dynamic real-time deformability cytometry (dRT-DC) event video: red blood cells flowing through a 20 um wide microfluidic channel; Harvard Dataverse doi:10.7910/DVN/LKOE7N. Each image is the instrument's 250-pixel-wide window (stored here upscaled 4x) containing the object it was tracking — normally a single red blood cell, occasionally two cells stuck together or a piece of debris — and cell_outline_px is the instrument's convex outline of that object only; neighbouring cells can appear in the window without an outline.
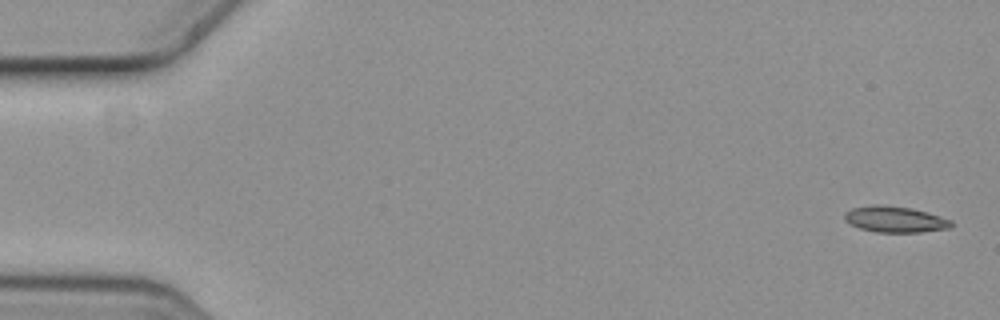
{"species": "common noctule bat (a hibernating species)", "species_latin": "Nyctalus noctula", "temperature_condition": "cold", "stored_images_in_passage": 7, "camera_frame_rate_fps": 3000, "um_per_image_px": 0.085, "animal": {"sex": "female", "body_mass_g": 19.3, "forearm_length_mm": 54.1}, "frame": {"image": 1, "passage_image": 1, "time_ms": 0.0, "image_size_px": [1000, 320], "cell_outline_px": [[952, 228], [920, 232], [876, 232], [860, 228], [844, 220], [844, 212], [852, 208], [872, 204], [880, 204], [912, 208], [928, 212], [952, 220]], "centroid_in_image_um": [76.08, 18.63], "position_along_channel_um": 8.9, "area_um2": 16.36}}
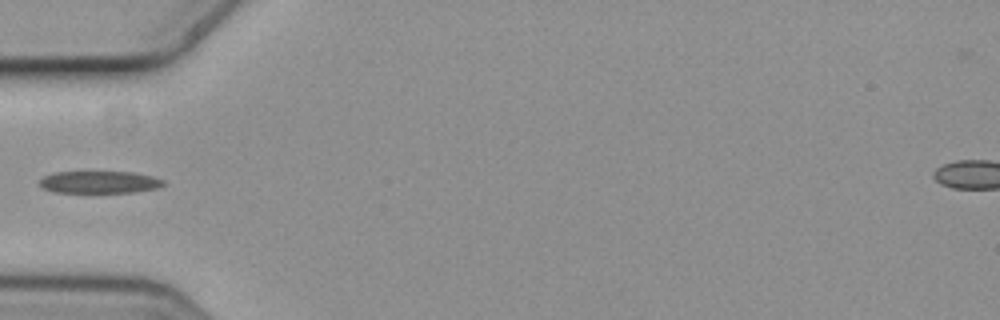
{"frame": {"image": 2, "passage_image": 6, "time_ms": 1.667, "image_size_px": [1000, 320], "cell_outline_px": [[164, 184], [156, 188], [136, 192], [52, 192], [44, 188], [40, 184], [40, 180], [44, 176], [56, 172], [132, 172], [152, 176], [164, 180]], "centroid_in_image_um": [8.46, 15.48], "position_along_channel_um": 76.5, "area_um2": 15.84}}
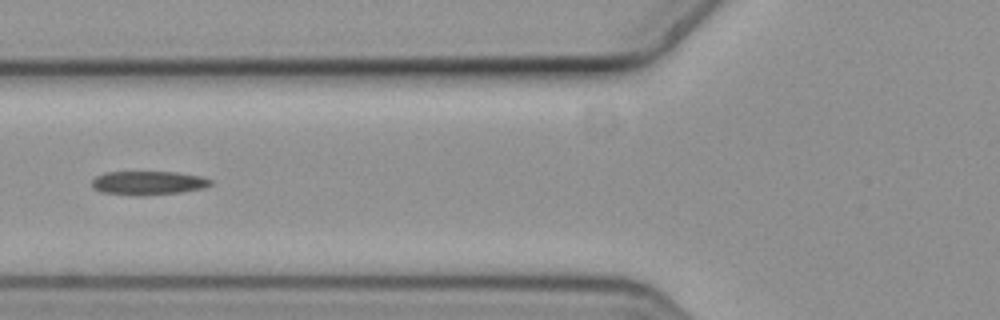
{"frame": {"image": 3, "passage_image": 7, "time_ms": 2.0, "image_size_px": [1000, 320], "cell_outline_px": [[212, 184], [204, 188], [184, 192], [144, 196], [136, 196], [100, 192], [92, 188], [92, 180], [96, 176], [104, 172], [176, 172], [204, 176], [212, 180]], "centroid_in_image_um": [12.61, 15.56], "position_along_channel_um": 113.2, "area_um2": 16.88}}